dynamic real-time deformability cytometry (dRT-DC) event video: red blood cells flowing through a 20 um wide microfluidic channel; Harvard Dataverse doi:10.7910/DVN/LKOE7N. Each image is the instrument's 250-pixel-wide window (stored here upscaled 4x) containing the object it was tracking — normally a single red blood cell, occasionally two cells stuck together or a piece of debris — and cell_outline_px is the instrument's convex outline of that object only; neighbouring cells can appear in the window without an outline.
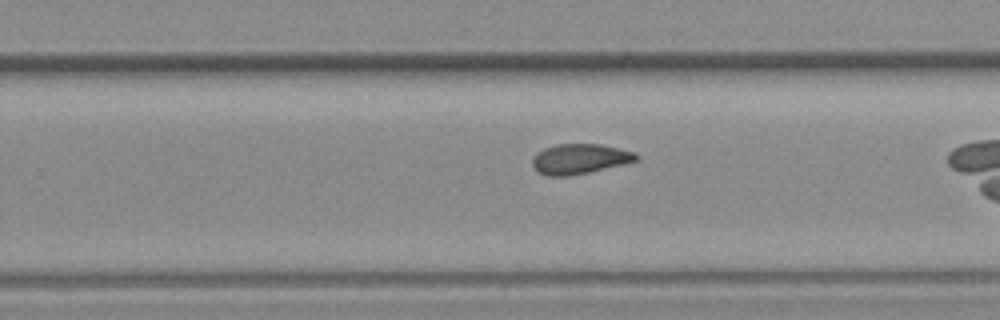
{"species": "common noctule bat (a hibernating species)", "species_latin": "Nyctalus noctula", "temperature_condition": "room temperature", "stored_images_in_passage": 22, "camera_frame_rate_fps": 3000, "um_per_image_px": 0.085, "animal": {"sex": "female", "body_mass_g": 19.3, "forearm_length_mm": 54.1}, "frame": {"image": 1, "passage_image": 16, "time_ms": 5.0, "image_size_px": [1000, 320], "cell_outline_px": [[640, 156], [636, 160], [624, 164], [588, 172], [568, 176], [548, 176], [532, 168], [532, 160], [544, 148], [556, 144], [600, 144], [636, 152]], "centroid_in_image_um": [49.29, 13.5], "position_along_channel_um": 280.5, "area_um2": 18.03}}